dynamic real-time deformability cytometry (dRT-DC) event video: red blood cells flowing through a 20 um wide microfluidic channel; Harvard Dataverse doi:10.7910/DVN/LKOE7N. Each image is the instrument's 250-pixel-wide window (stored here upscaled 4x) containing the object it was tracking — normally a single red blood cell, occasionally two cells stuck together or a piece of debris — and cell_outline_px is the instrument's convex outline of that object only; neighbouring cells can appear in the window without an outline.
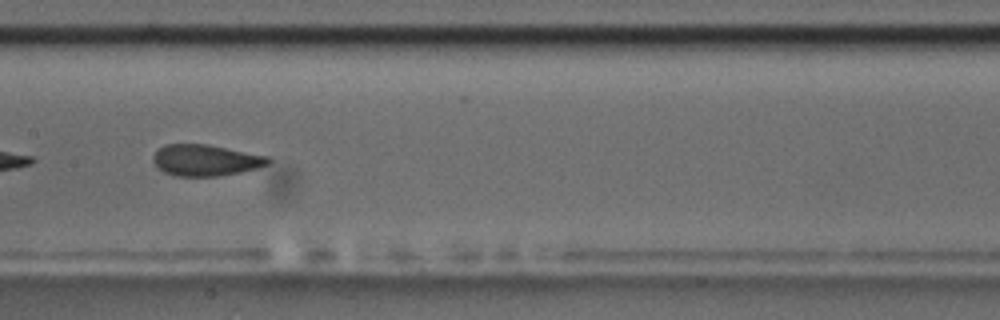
{"species": "common noctule bat (a hibernating species)", "species_latin": "Nyctalus noctula", "temperature_condition": "room temperature", "stored_images_in_passage": 9, "camera_frame_rate_fps": 3000, "um_per_image_px": 0.085, "animal": {"sex": "male", "body_mass_g": 17.5, "forearm_length_mm": 52.3}, "frame": {"image": 1, "passage_image": 8, "time_ms": 8.0, "image_size_px": [1000, 320], "cell_outline_px": [[272, 160], [268, 164], [256, 168], [240, 172], [216, 176], [172, 176], [164, 172], [152, 160], [152, 156], [164, 144], [208, 144], [268, 156]], "centroid_in_image_um": [17.47, 13.61], "position_along_channel_um": 189.9, "area_um2": 20.92}}
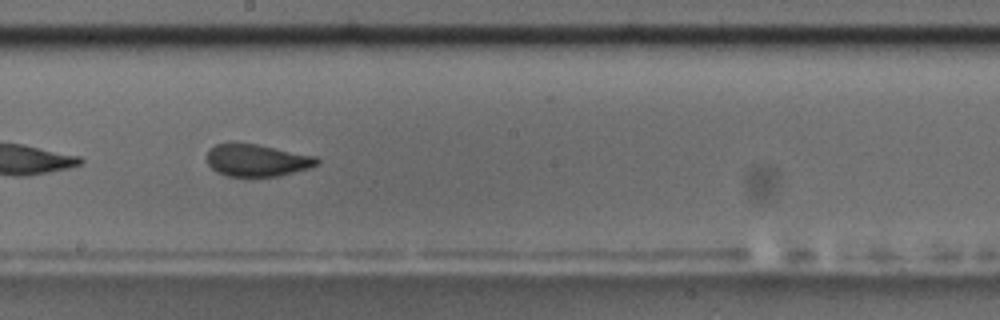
{"frame": {"image": 2, "passage_image": 9, "time_ms": 9.0, "image_size_px": [1000, 320], "cell_outline_px": [[320, 164], [308, 168], [280, 176], [228, 176], [216, 172], [208, 164], [204, 156], [216, 144], [256, 144], [316, 156], [320, 160]], "centroid_in_image_um": [21.85, 13.64], "position_along_channel_um": 226.4, "area_um2": 20.52}}